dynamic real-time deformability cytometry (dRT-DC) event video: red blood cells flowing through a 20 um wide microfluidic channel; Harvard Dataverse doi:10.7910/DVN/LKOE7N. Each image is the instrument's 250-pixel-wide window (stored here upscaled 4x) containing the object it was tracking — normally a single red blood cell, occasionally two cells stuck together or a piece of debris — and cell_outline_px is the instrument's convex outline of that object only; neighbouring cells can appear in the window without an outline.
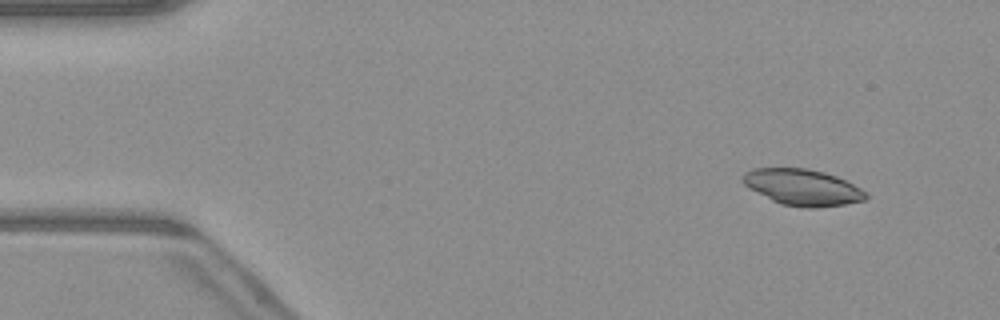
{"species": "common noctule bat (a hibernating species)", "species_latin": "Nyctalus noctula", "temperature_condition": "warm", "stored_images_in_passage": 50, "camera_frame_rate_fps": 3000, "um_per_image_px": 0.085, "animal": {"sex": "male", "body_mass_g": 23.1, "forearm_length_mm": 52.7}, "frame": {"image": 1, "passage_image": 5, "time_ms": 1.333, "image_size_px": [1000, 320], "cell_outline_px": [[868, 196], [864, 200], [844, 204], [816, 208], [808, 208], [780, 204], [748, 188], [740, 180], [740, 176], [744, 172], [752, 168], [808, 168], [824, 172], [836, 176], [868, 192]], "centroid_in_image_um": [68.17, 15.91], "position_along_channel_um": 16.8, "area_um2": 26.13}}